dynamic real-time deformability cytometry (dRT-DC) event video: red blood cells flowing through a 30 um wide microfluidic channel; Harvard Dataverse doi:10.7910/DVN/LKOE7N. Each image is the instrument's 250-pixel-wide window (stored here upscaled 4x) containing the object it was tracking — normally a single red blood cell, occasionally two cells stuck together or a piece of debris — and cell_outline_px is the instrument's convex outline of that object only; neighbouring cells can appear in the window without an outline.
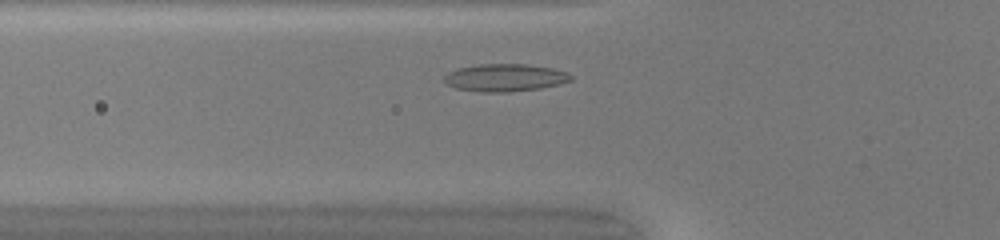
{"species": "common noctule bat (a hibernating species)", "species_latin": "Nyctalus noctula", "temperature_condition": "warm", "stored_images_in_passage": 29, "camera_frame_rate_fps": 3000, "um_per_image_px": 0.085, "animal": {"sex": "female", "body_mass_g": 20.0, "forearm_length_mm": 54.0}, "frame": {"image": 1, "passage_image": 5, "time_ms": 1.333, "image_size_px": [1000, 240], "cell_outline_px": [[572, 80], [540, 88], [508, 92], [480, 92], [456, 88], [448, 84], [444, 80], [444, 76], [448, 72], [460, 68], [480, 64], [528, 64], [552, 68], [568, 72], [572, 76]], "centroid_in_image_um": [42.93, 6.6], "position_along_channel_um": 82.9, "area_um2": 20.17}}
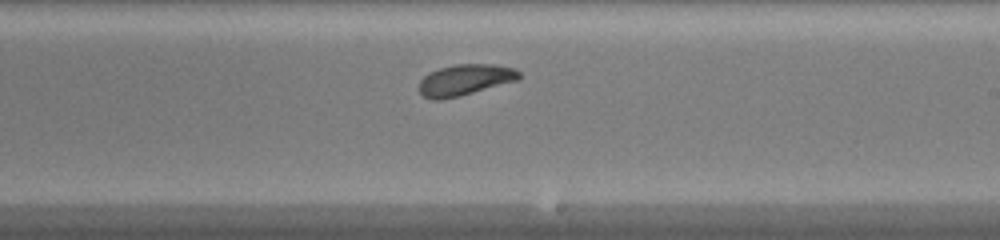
{"frame": {"image": 2, "passage_image": 17, "time_ms": 5.333, "image_size_px": [1000, 240], "cell_outline_px": [[520, 80], [460, 96], [440, 100], [432, 100], [424, 96], [420, 92], [420, 80], [428, 72], [440, 68], [456, 64], [492, 64], [516, 68], [520, 72]], "centroid_in_image_um": [39.55, 6.79], "position_along_channel_um": 249.4, "area_um2": 18.26}}
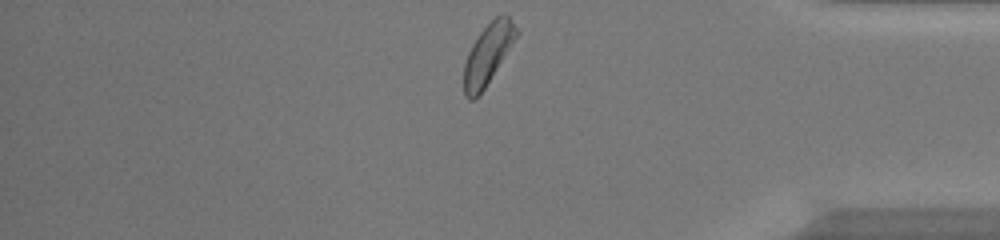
{"frame": {"image": 3, "passage_image": 29, "time_ms": 9.333, "image_size_px": [1000, 240], "cell_outline_px": [[520, 32], [484, 88], [472, 100], [468, 100], [464, 92], [464, 64], [468, 52], [472, 44], [480, 32], [500, 12], [504, 12], [508, 16]], "centroid_in_image_um": [41.47, 4.55], "position_along_channel_um": 393.7, "area_um2": 18.15}, "authors_computed_cell_mechanics": {"area_um2": 18.207, "velocity_mm_per_s": 4.1655, "shape_relaxation_time_tau1_ms": 8.0885, "shape_relaxation_time_tau2_ms": null, "deformation_change_tau1": 0.1847, "deformation_change_tau2": null}}